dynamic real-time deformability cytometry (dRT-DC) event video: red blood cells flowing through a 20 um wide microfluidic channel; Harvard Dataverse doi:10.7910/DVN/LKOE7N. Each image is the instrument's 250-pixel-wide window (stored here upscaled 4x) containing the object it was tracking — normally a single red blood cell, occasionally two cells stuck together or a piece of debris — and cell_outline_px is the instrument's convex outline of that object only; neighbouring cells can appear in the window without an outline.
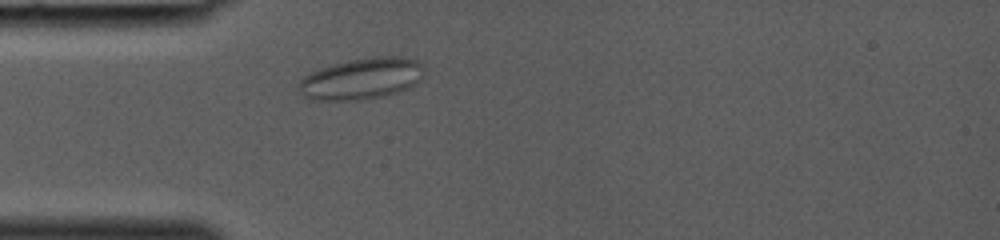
{"species": "common noctule bat (a hibernating species)", "species_latin": "Nyctalus noctula", "temperature_condition": "room temperature", "stored_images_in_passage": 31, "camera_frame_rate_fps": 3000, "um_per_image_px": 0.085, "animal": {"sex": "female", "body_mass_g": 19.0, "forearm_length_mm": 53.3}, "frame": {"image": 1, "passage_image": 5, "time_ms": 1.333, "image_size_px": [1000, 240], "cell_outline_px": [[424, 76], [416, 84], [408, 88], [384, 96], [360, 100], [308, 100], [296, 88], [300, 80], [304, 76], [320, 68], [332, 64], [372, 56], [400, 56], [416, 60], [420, 64], [424, 72]], "centroid_in_image_um": [30.72, 6.69], "position_along_channel_um": 54.3, "area_um2": 30.4}}
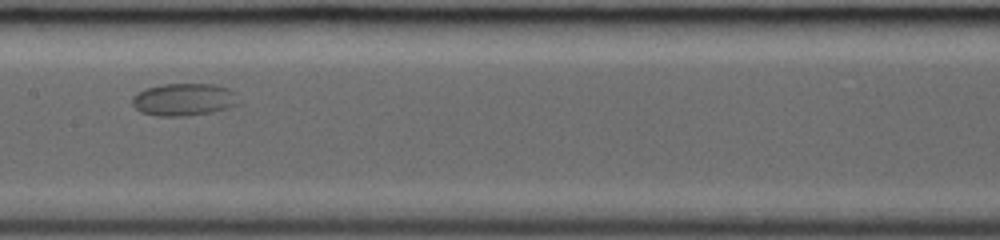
{"frame": {"image": 2, "passage_image": 14, "time_ms": 4.333, "image_size_px": [1000, 240], "cell_outline_px": [[236, 104], [228, 108], [212, 112], [184, 116], [156, 116], [140, 112], [132, 104], [132, 96], [136, 92], [160, 84], [212, 84], [228, 88], [236, 92]], "centroid_in_image_um": [15.58, 8.46], "position_along_channel_um": 191.8, "area_um2": 20.11}}
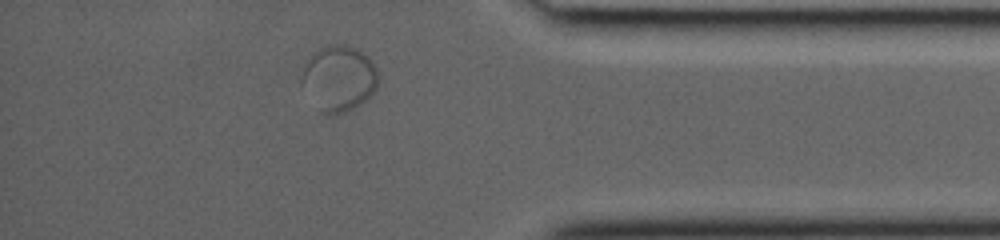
{"frame": {"image": 3, "passage_image": 28, "time_ms": 9.0, "image_size_px": [1000, 240], "cell_outline_px": [[380, 80], [376, 88], [364, 100], [348, 112], [328, 116], [320, 112], [300, 84], [300, 80], [304, 64], [320, 48], [328, 44], [348, 44], [356, 48], [368, 56], [376, 68]], "centroid_in_image_um": [28.79, 6.67], "position_along_channel_um": 406.4, "area_um2": 29.59}}